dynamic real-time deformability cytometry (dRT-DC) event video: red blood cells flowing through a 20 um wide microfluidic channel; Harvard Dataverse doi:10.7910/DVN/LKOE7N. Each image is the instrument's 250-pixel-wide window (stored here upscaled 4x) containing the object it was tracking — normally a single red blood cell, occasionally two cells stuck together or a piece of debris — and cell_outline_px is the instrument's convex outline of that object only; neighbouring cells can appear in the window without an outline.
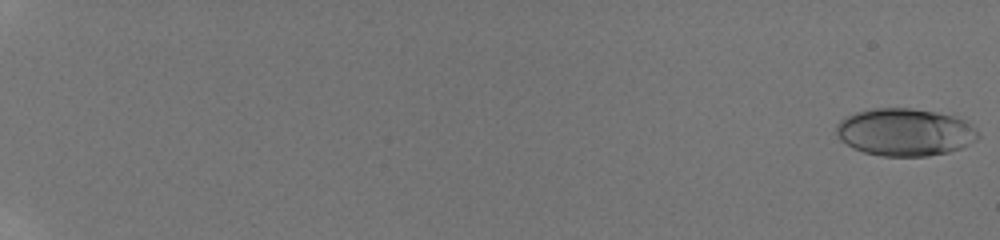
{"species": "human", "species_latin": "Homo sapiens", "temperature_condition": "room temperature", "stored_images_in_passage": 67, "camera_frame_rate_fps": 3000, "um_per_image_px": 0.085, "donor": {"sex": "male"}, "frame": {"image": 1, "passage_image": 1, "time_ms": 0.0, "image_size_px": [1000, 240], "cell_outline_px": [[980, 136], [976, 140], [960, 148], [948, 152], [928, 156], [880, 156], [864, 152], [852, 148], [840, 140], [836, 132], [836, 124], [844, 116], [856, 112], [872, 108], [912, 108], [936, 112], [956, 116], [964, 120], [976, 128], [980, 132]], "centroid_in_image_um": [76.91, 11.23], "position_along_channel_um": 8.1, "area_um2": 39.59}}
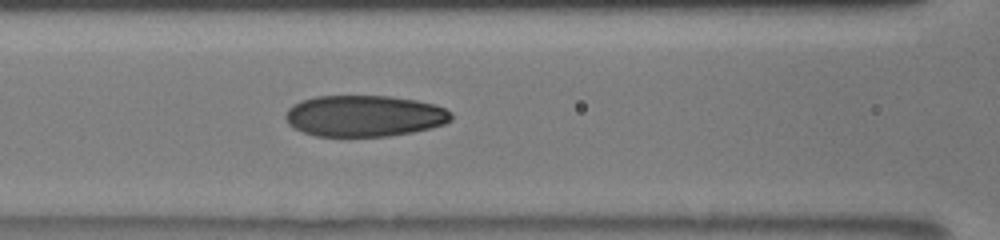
{"frame": {"image": 2, "passage_image": 30, "time_ms": 9.667, "image_size_px": [1000, 240], "cell_outline_px": [[452, 120], [444, 124], [432, 128], [412, 132], [388, 136], [316, 136], [304, 132], [288, 124], [284, 116], [288, 108], [292, 104], [300, 100], [316, 96], [388, 96], [416, 100], [432, 104], [444, 108], [452, 112]], "centroid_in_image_um": [30.96, 9.85], "position_along_channel_um": 135.6, "area_um2": 40.0}}
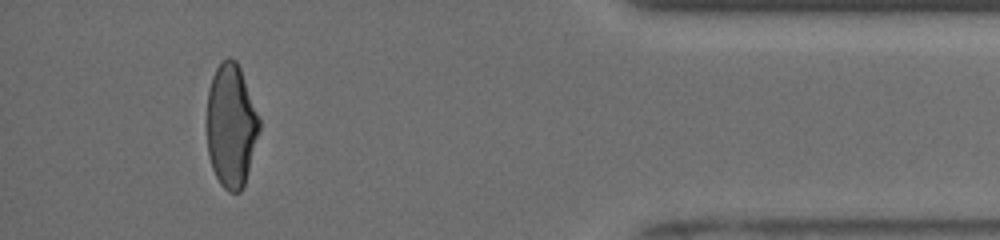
{"frame": {"image": 3, "passage_image": 61, "time_ms": 17.667, "image_size_px": [1000, 240], "cell_outline_px": [[260, 128], [244, 184], [240, 192], [228, 192], [220, 184], [212, 168], [208, 156], [208, 92], [212, 76], [216, 68], [228, 56], [236, 60], [240, 68], [260, 116]], "centroid_in_image_um": [19.66, 10.67], "position_along_channel_um": 415.5, "area_um2": 37.45}, "authors_computed_cell_mechanics": {"area_um2": 38.8994, "velocity_mm_per_s": 3.9574, "shape_relaxation_time_tau1_ms": 4.208, "shape_relaxation_time_tau2_ms": 1.1863, "deformation_change_tau1": 0.162, "deformation_change_tau2": 0.0648}}